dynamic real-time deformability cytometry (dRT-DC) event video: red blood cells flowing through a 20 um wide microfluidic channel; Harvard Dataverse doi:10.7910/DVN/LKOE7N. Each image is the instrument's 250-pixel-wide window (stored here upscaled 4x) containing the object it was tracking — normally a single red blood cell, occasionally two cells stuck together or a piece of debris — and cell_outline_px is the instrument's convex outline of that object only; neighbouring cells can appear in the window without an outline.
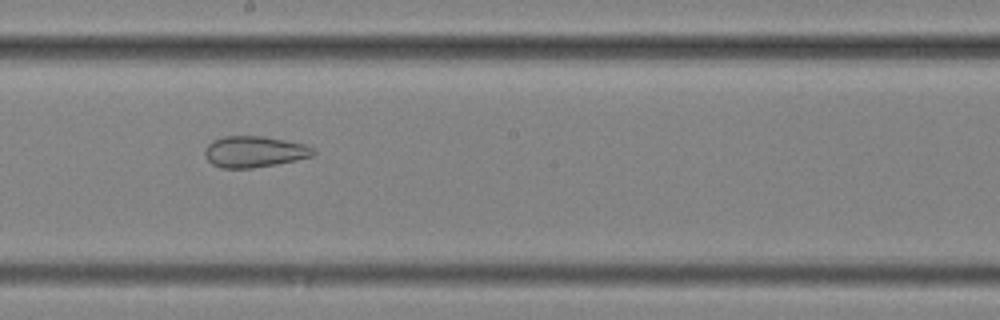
{"species": "common noctule bat (a hibernating species)", "species_latin": "Nyctalus noctula", "temperature_condition": "cold", "stored_images_in_passage": 10, "camera_frame_rate_fps": 3000, "um_per_image_px": 0.085, "animal": {"sex": "female", "body_mass_g": 25.1}, "frame": {"image": 1, "passage_image": 9, "time_ms": 2.667, "image_size_px": [1000, 320], "cell_outline_px": [[316, 152], [312, 156], [276, 164], [252, 168], [220, 168], [212, 164], [204, 156], [204, 152], [208, 144], [212, 140], [224, 136], [264, 136], [304, 144], [312, 148]], "centroid_in_image_um": [21.57, 12.89], "position_along_channel_um": 226.6, "area_um2": 19.65}}